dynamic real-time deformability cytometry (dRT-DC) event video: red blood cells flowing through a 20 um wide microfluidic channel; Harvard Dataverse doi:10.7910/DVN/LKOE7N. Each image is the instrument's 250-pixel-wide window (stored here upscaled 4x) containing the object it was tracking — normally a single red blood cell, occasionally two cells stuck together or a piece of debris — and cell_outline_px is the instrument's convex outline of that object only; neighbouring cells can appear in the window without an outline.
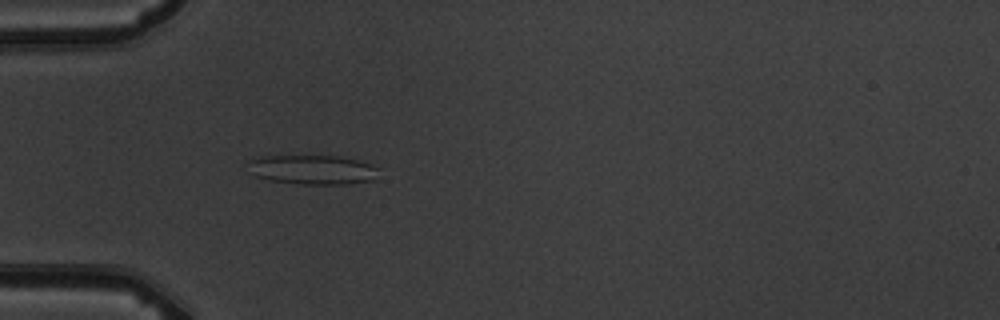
{"species": "common noctule bat (a hibernating species)", "species_latin": "Nyctalus noctula", "temperature_condition": "warm", "stored_images_in_passage": 5, "camera_frame_rate_fps": 3000, "um_per_image_px": 0.085, "animal": {"sex": "male", "body_mass_g": 19.5, "forearm_length_mm": 54.6}, "frame": {"image": 1, "passage_image": 5, "time_ms": 4.667, "image_size_px": [1000, 320], "cell_outline_px": [[376, 168], [372, 180], [348, 184], [300, 184], [272, 180], [252, 176], [248, 160], [260, 156], [340, 156], [356, 160], [368, 164]], "centroid_in_image_um": [26.48, 14.42], "position_along_channel_um": 58.5, "area_um2": 22.02}}